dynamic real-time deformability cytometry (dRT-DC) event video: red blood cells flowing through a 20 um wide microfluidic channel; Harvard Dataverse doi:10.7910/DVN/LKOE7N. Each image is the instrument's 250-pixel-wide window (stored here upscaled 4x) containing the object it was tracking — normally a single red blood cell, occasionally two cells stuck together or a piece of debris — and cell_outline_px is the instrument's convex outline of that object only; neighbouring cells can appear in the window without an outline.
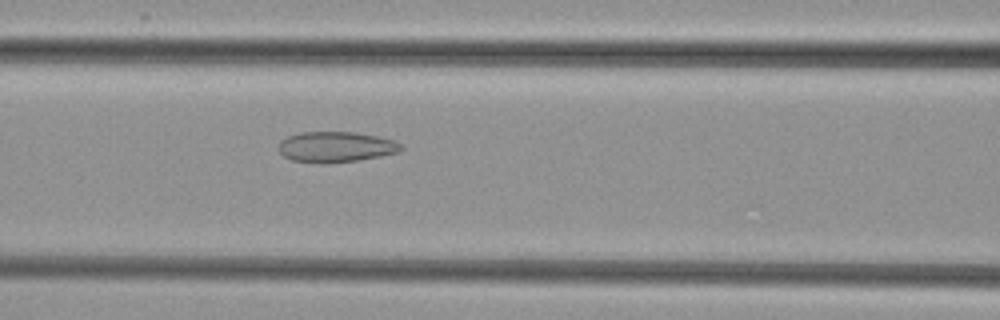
{"species": "common noctule bat (a hibernating species)", "species_latin": "Nyctalus noctula", "temperature_condition": "cold", "stored_images_in_passage": 53, "camera_frame_rate_fps": 3000, "um_per_image_px": 0.085, "animal": {"sex": "female", "body_mass_g": 29.2, "forearm_length_mm": 56.3}, "frame": {"image": 1, "passage_image": 23, "time_ms": 7.333, "image_size_px": [1000, 320], "cell_outline_px": [[404, 148], [400, 152], [380, 156], [356, 160], [292, 160], [284, 156], [280, 152], [280, 140], [288, 136], [300, 132], [356, 132], [376, 136], [392, 140], [400, 144]], "centroid_in_image_um": [28.59, 12.43], "position_along_channel_um": 138.0, "area_um2": 20.81}}
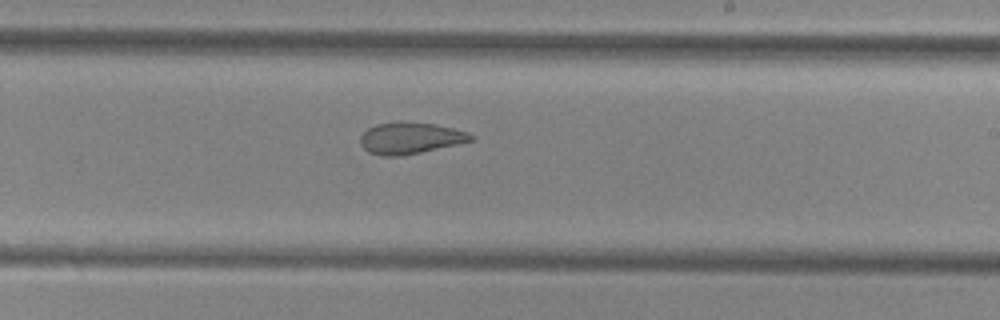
{"frame": {"image": 2, "passage_image": 32, "time_ms": 10.333, "image_size_px": [1000, 320], "cell_outline_px": [[476, 136], [472, 140], [456, 144], [420, 152], [400, 156], [380, 156], [368, 152], [360, 144], [360, 136], [368, 128], [376, 124], [400, 120], [436, 124], [468, 132]], "centroid_in_image_um": [34.84, 11.72], "position_along_channel_um": 254.2, "area_um2": 20.46}}
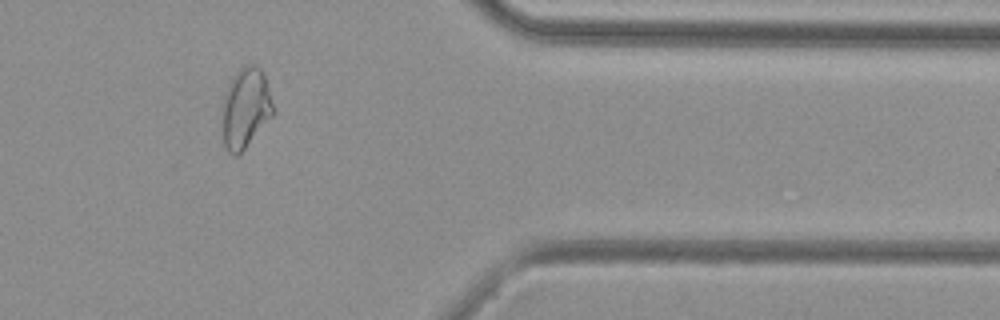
{"frame": {"image": 3, "passage_image": 44, "time_ms": 14.333, "image_size_px": [1000, 320], "cell_outline_px": [[276, 112], [244, 148], [236, 156], [232, 156], [228, 152], [224, 144], [220, 116], [220, 108], [224, 92], [232, 76], [244, 64], [256, 64], [260, 68], [264, 76]], "centroid_in_image_um": [20.82, 9.17], "position_along_channel_um": 390.6, "area_um2": 24.33}}